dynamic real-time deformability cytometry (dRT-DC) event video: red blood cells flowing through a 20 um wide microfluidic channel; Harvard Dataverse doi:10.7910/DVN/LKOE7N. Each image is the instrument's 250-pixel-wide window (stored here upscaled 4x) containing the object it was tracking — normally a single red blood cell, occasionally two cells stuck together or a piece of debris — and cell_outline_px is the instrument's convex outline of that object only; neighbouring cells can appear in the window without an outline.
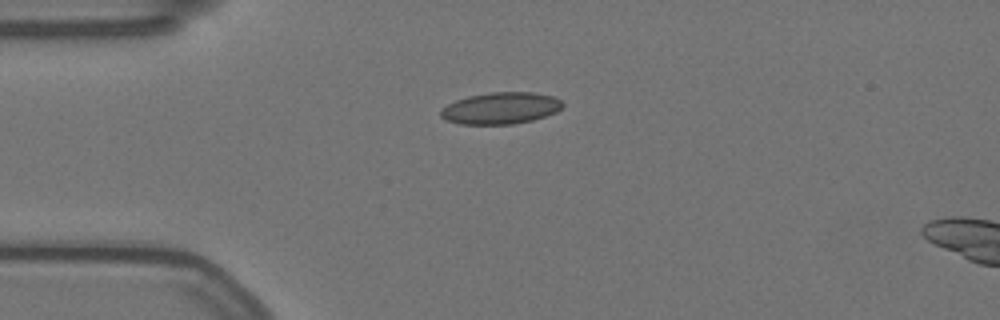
{"species": "Egyptian fruit bat (a non-hibernating species)", "species_latin": "Rousettus aegyptiacus", "temperature_condition": "warm", "stored_images_in_passage": 40, "segment_of_instrument_passage": [1, 2], "camera_frame_rate_fps": 3000, "um_per_image_px": 0.085, "animal": {"sex": "female"}, "frame": {"image": 1, "passage_image": 1, "time_ms": 0.0, "image_size_px": [1000, 320], "cell_outline_px": [[564, 104], [556, 112], [532, 120], [512, 124], [460, 124], [444, 120], [440, 116], [440, 112], [448, 104], [456, 100], [468, 96], [492, 92], [532, 92], [556, 96]], "centroid_in_image_um": [42.56, 9.19], "position_along_channel_um": 42.4, "area_um2": 22.48}}